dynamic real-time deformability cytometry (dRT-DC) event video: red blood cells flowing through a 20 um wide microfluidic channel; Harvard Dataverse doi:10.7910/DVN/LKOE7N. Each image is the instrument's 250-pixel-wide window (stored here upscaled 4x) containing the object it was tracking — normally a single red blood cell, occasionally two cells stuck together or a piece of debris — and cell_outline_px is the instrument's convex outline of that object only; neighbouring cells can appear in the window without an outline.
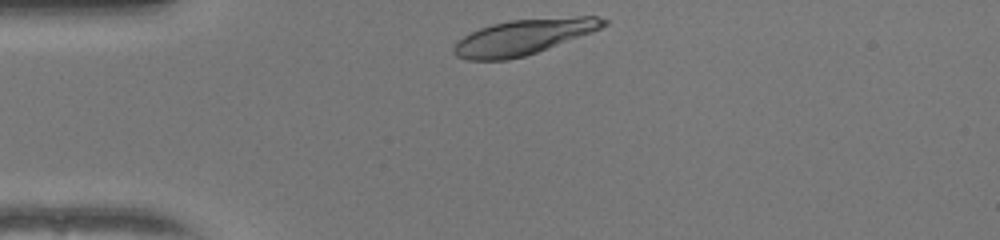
{"species": "human", "species_latin": "Homo sapiens", "temperature_condition": "warm", "stored_images_in_passage": 30, "camera_frame_rate_fps": 3000, "um_per_image_px": 0.085, "donor": {"sex": "female"}, "frame": {"image": 1, "passage_image": 1, "time_ms": 0.0, "image_size_px": [1000, 240], "cell_outline_px": [[608, 24], [592, 32], [536, 52], [524, 56], [508, 60], [468, 60], [456, 56], [452, 52], [452, 48], [456, 40], [480, 28], [492, 24], [508, 20], [576, 16], [596, 16], [608, 20]], "centroid_in_image_um": [44.47, 3.14], "position_along_channel_um": 40.5, "area_um2": 30.87}}
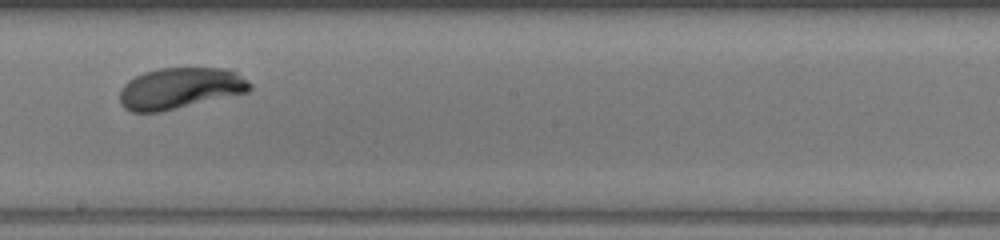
{"frame": {"image": 2, "passage_image": 18, "time_ms": 5.667, "image_size_px": [1000, 240], "cell_outline_px": [[252, 88], [248, 92], [160, 112], [132, 112], [124, 108], [120, 104], [120, 88], [128, 80], [144, 72], [160, 68], [228, 68], [236, 72], [248, 80], [252, 84]], "centroid_in_image_um": [15.3, 7.5], "position_along_channel_um": 232.9, "area_um2": 31.39}}
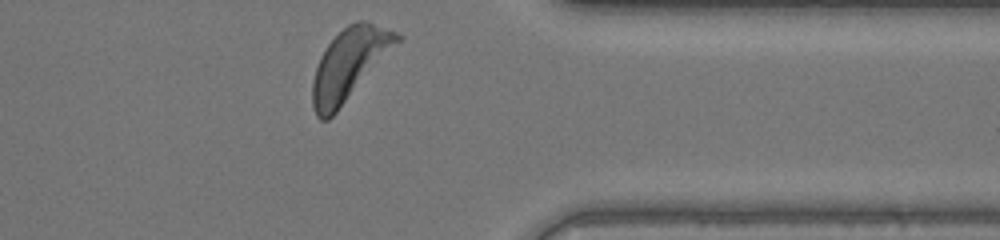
{"frame": {"image": 3, "passage_image": 30, "time_ms": 9.667, "image_size_px": [1000, 240], "cell_outline_px": [[404, 36], [336, 112], [328, 120], [320, 120], [316, 116], [312, 104], [312, 80], [320, 56], [328, 44], [348, 24], [356, 20], [368, 20], [396, 32]], "centroid_in_image_um": [29.67, 5.44], "position_along_channel_um": 381.7, "area_um2": 34.62}, "authors_computed_cell_mechanics": {"area_um2": 31.5588, "velocity_mm_per_s": 3.9734, "shape_relaxation_time_tau1_ms": 2.1195, "shape_relaxation_time_tau2_ms": null, "deformation_change_tau1": 0.1707, "deformation_change_tau2": null}}